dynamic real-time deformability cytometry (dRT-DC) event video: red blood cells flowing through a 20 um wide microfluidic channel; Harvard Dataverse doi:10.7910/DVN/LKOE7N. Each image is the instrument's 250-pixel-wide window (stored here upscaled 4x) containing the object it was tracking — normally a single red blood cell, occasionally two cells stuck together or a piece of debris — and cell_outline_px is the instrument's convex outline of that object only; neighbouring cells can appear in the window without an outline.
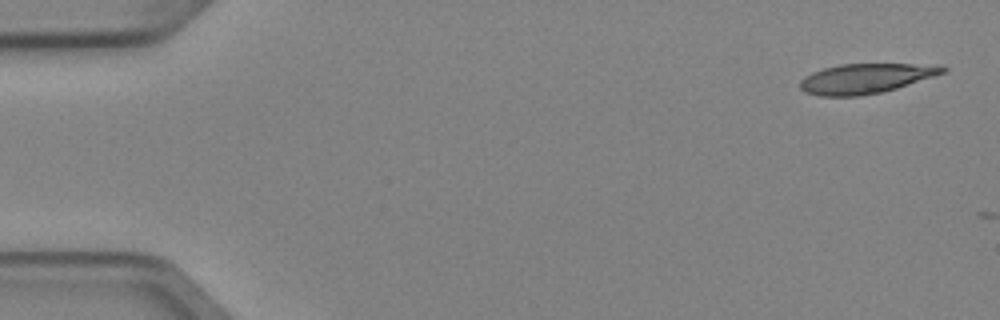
{"species": "Egyptian fruit bat (a non-hibernating species)", "species_latin": "Rousettus aegyptiacus", "temperature_condition": "cold", "stored_images_in_passage": 3, "camera_frame_rate_fps": 3000, "um_per_image_px": 0.085, "animal": {"sex": "female"}, "frame": {"image": 1, "passage_image": 1, "time_ms": 0.0, "image_size_px": [1000, 320], "cell_outline_px": [[948, 68], [944, 72], [896, 88], [880, 92], [860, 96], [820, 96], [804, 92], [800, 88], [800, 80], [804, 76], [812, 72], [824, 68], [840, 64], [944, 64]], "centroid_in_image_um": [73.56, 6.66], "position_along_channel_um": 11.4, "area_um2": 24.74}}